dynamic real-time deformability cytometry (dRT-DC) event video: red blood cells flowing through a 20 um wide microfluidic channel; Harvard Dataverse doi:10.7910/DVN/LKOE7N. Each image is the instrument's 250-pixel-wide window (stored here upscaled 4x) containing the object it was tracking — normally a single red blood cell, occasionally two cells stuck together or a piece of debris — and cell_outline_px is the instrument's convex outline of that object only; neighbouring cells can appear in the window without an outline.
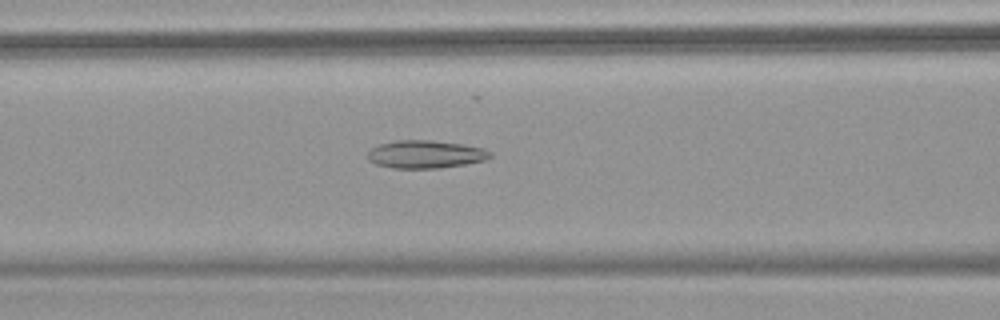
{"species": "common noctule bat (a hibernating species)", "species_latin": "Nyctalus noctula", "temperature_condition": "warm", "stored_images_in_passage": 53, "camera_frame_rate_fps": 3000, "um_per_image_px": 0.085, "animal": {"sex": "female", "body_mass_g": 18.4}, "frame": {"image": 1, "passage_image": 23, "time_ms": 7.333, "image_size_px": [1000, 320], "cell_outline_px": [[492, 156], [484, 160], [464, 164], [440, 168], [392, 168], [376, 164], [368, 160], [368, 152], [372, 148], [380, 144], [396, 140], [432, 140], [464, 144], [484, 148], [492, 152]], "centroid_in_image_um": [36.18, 13.11], "position_along_channel_um": 130.4, "area_um2": 19.94}}
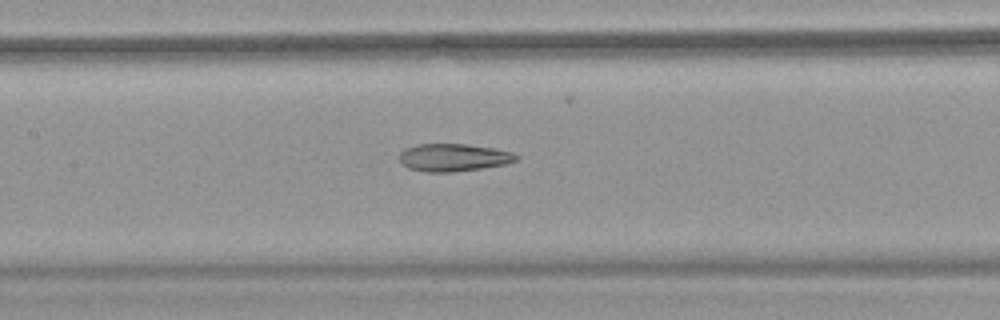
{"frame": {"image": 2, "passage_image": 26, "time_ms": 8.333, "image_size_px": [1000, 320], "cell_outline_px": [[520, 160], [508, 164], [452, 172], [424, 172], [408, 168], [400, 164], [400, 152], [404, 148], [416, 144], [468, 144], [496, 148], [512, 152], [520, 156]], "centroid_in_image_um": [38.57, 13.38], "position_along_channel_um": 168.8, "area_um2": 19.19}}
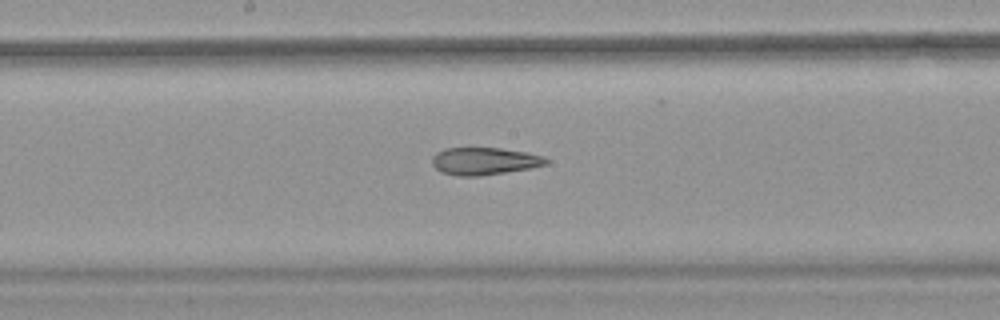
{"frame": {"image": 3, "passage_image": 29, "time_ms": 9.333, "image_size_px": [1000, 320], "cell_outline_px": [[548, 164], [532, 168], [480, 176], [456, 176], [440, 172], [432, 164], [432, 156], [436, 152], [444, 148], [500, 148], [528, 152], [544, 156], [548, 160]], "centroid_in_image_um": [41.17, 13.7], "position_along_channel_um": 207.0, "area_um2": 18.44}, "authors_computed_cell_mechanics": {"area_um2": 22.3108, "velocity_mm_per_s": 3.8508, "shape_relaxation_time_tau1_ms": null, "shape_relaxation_time_tau2_ms": 3.6359, "deformation_change_tau1": null, "deformation_change_tau2": 0.1262}}